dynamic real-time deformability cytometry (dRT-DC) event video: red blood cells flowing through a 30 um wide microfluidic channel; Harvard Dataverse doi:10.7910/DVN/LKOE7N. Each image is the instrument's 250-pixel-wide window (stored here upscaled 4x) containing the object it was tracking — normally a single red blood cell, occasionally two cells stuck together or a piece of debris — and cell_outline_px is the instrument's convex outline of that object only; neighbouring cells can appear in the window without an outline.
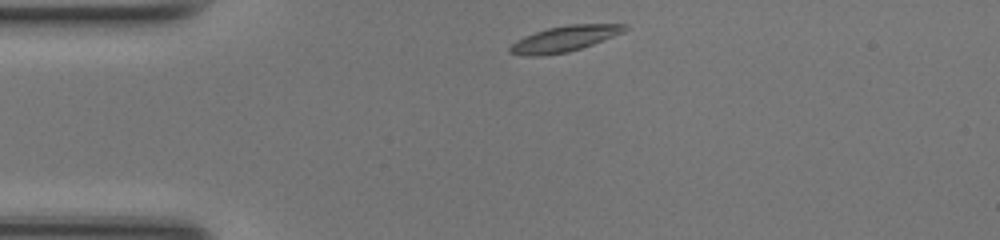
{"species": "common noctule bat (a hibernating species)", "species_latin": "Nyctalus noctula", "temperature_condition": "room temperature", "stored_images_in_passage": 39, "camera_frame_rate_fps": 3000, "um_per_image_px": 0.085, "animal": {"sex": "female", "body_mass_g": 17.0, "forearm_length_mm": 48.0}, "frame": {"image": 1, "passage_image": 1, "time_ms": 0.0, "image_size_px": [1000, 240], "cell_outline_px": [[628, 28], [624, 32], [592, 44], [568, 52], [540, 56], [528, 56], [508, 52], [508, 48], [516, 40], [524, 36], [548, 28], [568, 24], [628, 24]], "centroid_in_image_um": [47.97, 3.29], "position_along_channel_um": 37.0, "area_um2": 17.11}}
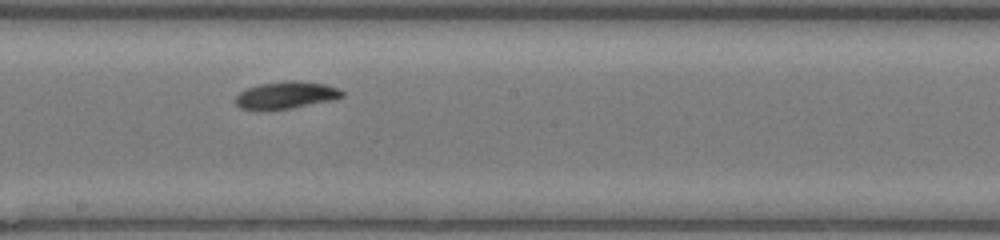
{"frame": {"image": 2, "passage_image": 17, "time_ms": 5.333, "image_size_px": [1000, 240], "cell_outline_px": [[344, 96], [332, 100], [288, 108], [240, 108], [236, 104], [236, 96], [240, 92], [248, 88], [260, 84], [284, 80], [296, 80], [324, 84], [336, 88], [344, 92]], "centroid_in_image_um": [24.34, 8.05], "position_along_channel_um": 223.9, "area_um2": 16.3}}
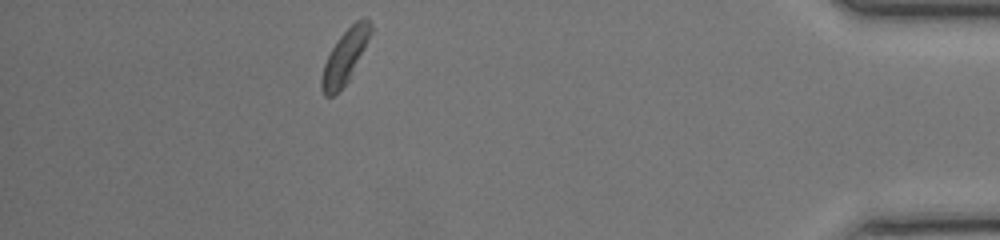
{"frame": {"image": 3, "passage_image": 34, "time_ms": 11.0, "image_size_px": [1000, 240], "cell_outline_px": [[372, 32], [348, 80], [332, 96], [324, 96], [320, 88], [320, 80], [324, 64], [332, 48], [340, 36], [356, 20], [364, 16], [368, 16], [372, 24]], "centroid_in_image_um": [29.32, 4.77], "position_along_channel_um": 405.9, "area_um2": 15.03}, "authors_computed_cell_mechanics": {"area_um2": 16.2996, "velocity_mm_per_s": 4.1657, "shape_relaxation_time_tau1_ms": 4.5593, "shape_relaxation_time_tau2_ms": null, "deformation_change_tau1": 0.1733, "deformation_change_tau2": null}}